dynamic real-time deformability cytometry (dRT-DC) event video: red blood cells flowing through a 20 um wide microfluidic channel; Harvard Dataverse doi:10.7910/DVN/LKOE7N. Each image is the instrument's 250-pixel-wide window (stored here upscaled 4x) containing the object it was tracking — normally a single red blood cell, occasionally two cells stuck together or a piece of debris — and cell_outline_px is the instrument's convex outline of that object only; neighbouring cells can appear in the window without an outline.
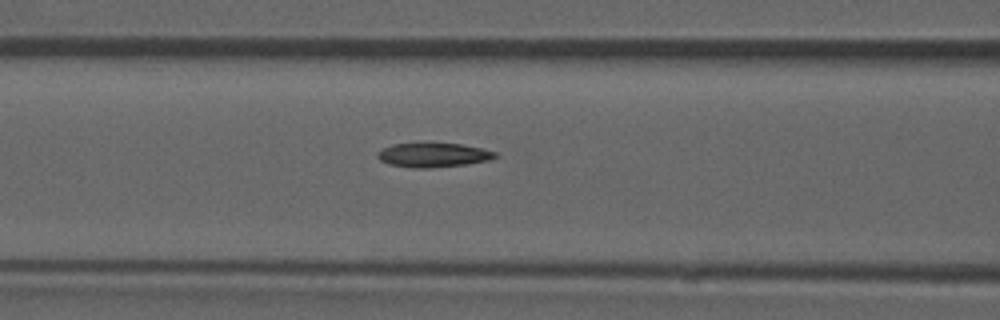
{"species": "common noctule bat (a hibernating species)", "species_latin": "Nyctalus noctula", "temperature_condition": "room temperature", "stored_images_in_passage": 44, "camera_frame_rate_fps": 3000, "um_per_image_px": 0.085, "animal": {"sex": "male", "forearm_length_mm": 52.5}, "frame": {"image": 1, "passage_image": 19, "time_ms": 6.0, "image_size_px": [1000, 320], "cell_outline_px": [[496, 156], [488, 160], [464, 164], [428, 168], [412, 168], [388, 164], [380, 160], [376, 156], [376, 152], [392, 144], [460, 144], [480, 148], [496, 152]], "centroid_in_image_um": [36.76, 13.19], "position_along_channel_um": 129.8, "area_um2": 16.24}}